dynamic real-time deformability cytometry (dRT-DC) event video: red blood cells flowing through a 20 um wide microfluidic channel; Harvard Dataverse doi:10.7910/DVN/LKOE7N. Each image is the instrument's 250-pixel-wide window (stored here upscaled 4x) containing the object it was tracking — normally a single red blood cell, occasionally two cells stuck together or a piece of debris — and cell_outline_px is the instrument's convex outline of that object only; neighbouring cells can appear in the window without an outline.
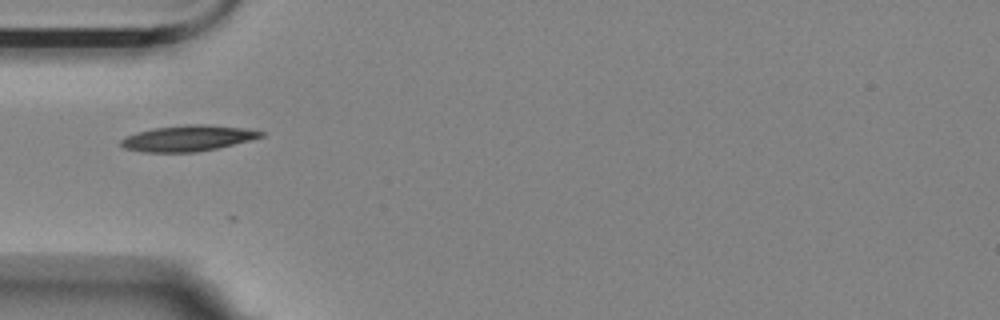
{"species": "Egyptian fruit bat (a non-hibernating species)", "species_latin": "Rousettus aegyptiacus", "temperature_condition": "room temperature", "stored_images_in_passage": 3, "camera_frame_rate_fps": 3000, "um_per_image_px": 0.085, "animal": {"sex": "female"}, "frame": {"image": 1, "passage_image": 1, "time_ms": 0.0, "image_size_px": [1000, 320], "cell_outline_px": [[264, 136], [216, 148], [196, 152], [144, 152], [124, 148], [120, 144], [120, 140], [124, 136], [136, 132], [152, 128], [184, 124], [208, 124], [248, 128], [264, 132]], "centroid_in_image_um": [15.93, 11.73], "position_along_channel_um": 69.1, "area_um2": 21.21}}
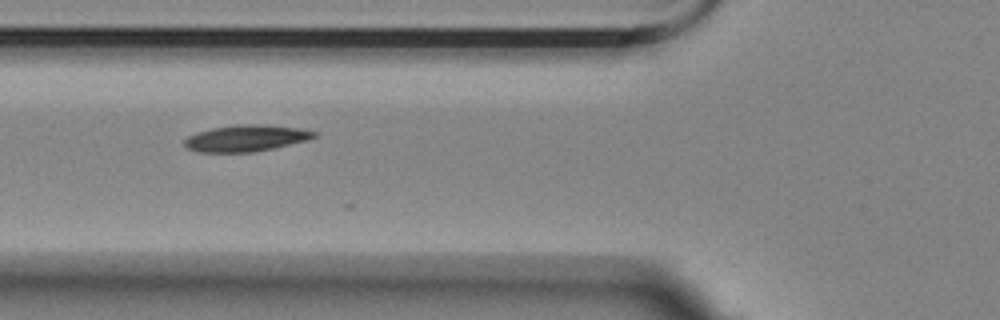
{"frame": {"image": 2, "passage_image": 2, "time_ms": 0.333, "image_size_px": [1000, 320], "cell_outline_px": [[316, 136], [308, 140], [272, 148], [252, 152], [196, 152], [188, 148], [184, 144], [184, 140], [188, 136], [196, 132], [212, 128], [236, 124], [264, 124], [300, 128], [316, 132]], "centroid_in_image_um": [20.89, 11.74], "position_along_channel_um": 104.9, "area_um2": 20.0}}
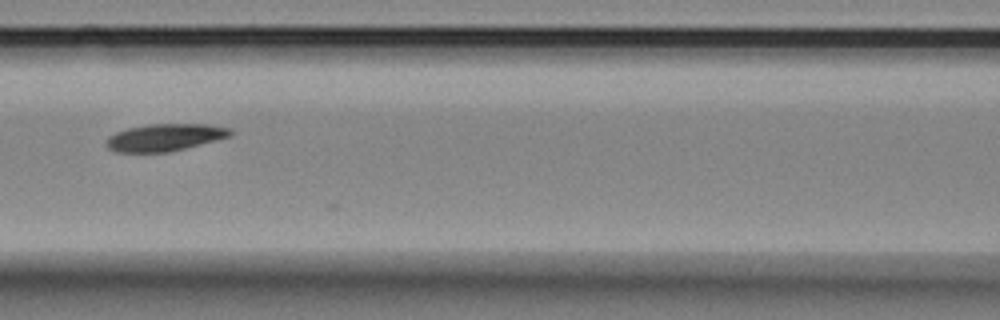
{"frame": {"image": 3, "passage_image": 3, "time_ms": 0.667, "image_size_px": [1000, 320], "cell_outline_px": [[232, 136], [168, 152], [116, 152], [108, 148], [104, 144], [108, 136], [116, 132], [128, 128], [148, 124], [208, 124], [232, 128]], "centroid_in_image_um": [14.0, 11.67], "position_along_channel_um": 152.6, "area_um2": 19.71}}